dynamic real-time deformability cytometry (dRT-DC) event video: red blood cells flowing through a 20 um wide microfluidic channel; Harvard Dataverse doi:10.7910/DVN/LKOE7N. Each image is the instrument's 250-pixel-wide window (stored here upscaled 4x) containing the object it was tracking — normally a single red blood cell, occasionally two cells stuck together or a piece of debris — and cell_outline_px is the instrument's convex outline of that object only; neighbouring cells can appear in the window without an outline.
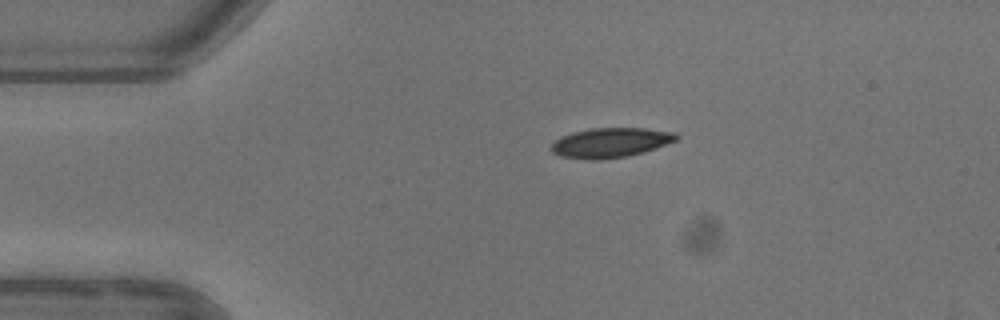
{"species": "common noctule bat (a hibernating species)", "species_latin": "Nyctalus noctula", "temperature_condition": "warm", "stored_images_in_passage": 2, "camera_frame_rate_fps": 3000, "um_per_image_px": 0.085, "animal": {"sex": "female"}, "frame": {"image": 1, "passage_image": 1, "time_ms": 0.0, "image_size_px": [1000, 320], "cell_outline_px": [[680, 136], [676, 140], [656, 148], [644, 152], [628, 156], [600, 160], [588, 160], [560, 156], [552, 152], [552, 144], [560, 136], [572, 132], [592, 128], [644, 128], [676, 132]], "centroid_in_image_um": [51.9, 12.13], "position_along_channel_um": 33.1, "area_um2": 21.79}}